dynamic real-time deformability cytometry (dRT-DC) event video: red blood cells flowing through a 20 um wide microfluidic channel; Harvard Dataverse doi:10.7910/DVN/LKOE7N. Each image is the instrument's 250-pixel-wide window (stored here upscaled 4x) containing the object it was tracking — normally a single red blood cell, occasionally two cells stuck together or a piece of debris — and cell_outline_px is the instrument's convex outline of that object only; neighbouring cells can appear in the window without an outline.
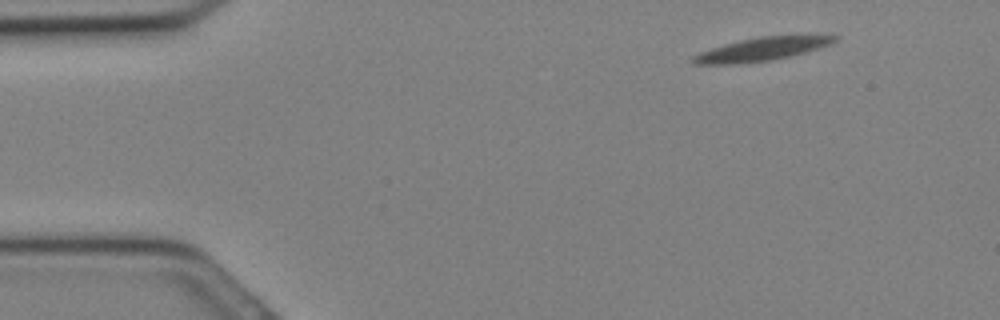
{"species": "Egyptian fruit bat (a non-hibernating species)", "species_latin": "Rousettus aegyptiacus", "temperature_condition": "cold", "stored_images_in_passage": 29, "camera_frame_rate_fps": 3000, "um_per_image_px": 0.085, "animal": {"sex": "female"}, "frame": {"image": 1, "passage_image": 1, "time_ms": 0.0, "image_size_px": [1000, 320], "cell_outline_px": [[840, 36], [832, 44], [792, 56], [768, 60], [732, 64], [692, 64], [688, 60], [692, 56], [700, 52], [724, 44], [740, 40], [760, 36]], "centroid_in_image_um": [64.68, 4.19], "position_along_channel_um": 20.3, "area_um2": 18.96}}
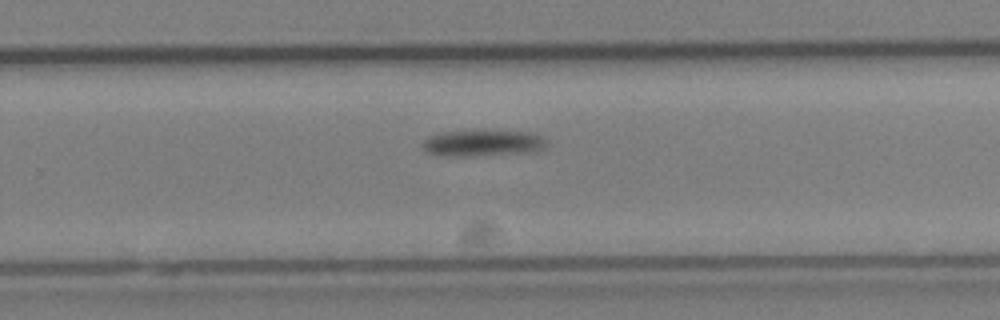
{"frame": {"image": 2, "passage_image": 18, "time_ms": 5.667, "image_size_px": [1000, 320], "cell_outline_px": [[548, 144], [544, 148], [536, 152], [472, 156], [448, 156], [428, 152], [424, 148], [424, 140], [428, 136], [444, 132], [528, 132], [540, 136], [548, 140]], "centroid_in_image_um": [41.11, 12.19], "position_along_channel_um": 288.7, "area_um2": 18.55}}
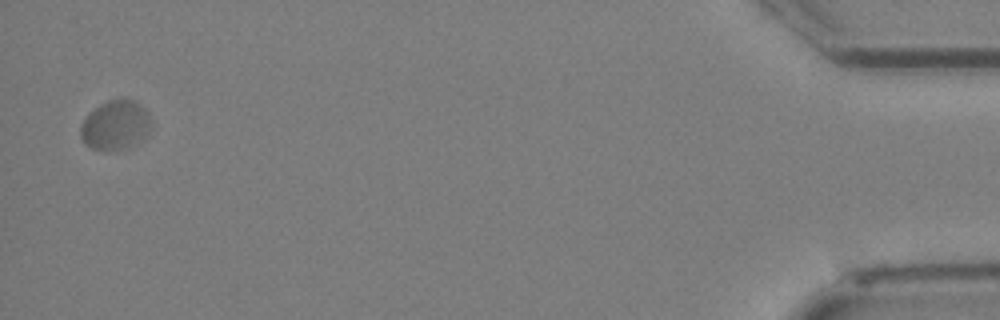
{"frame": {"image": 3, "passage_image": 29, "time_ms": 9.333, "image_size_px": [1000, 320], "cell_outline_px": [[152, 124], [148, 132], [144, 136], [132, 144], [124, 148], [92, 148], [84, 144], [80, 136], [80, 124], [88, 112], [100, 104], [108, 100], [120, 96], [124, 96], [136, 100], [148, 112]], "centroid_in_image_um": [9.79, 10.54], "position_along_channel_um": 425.4, "area_um2": 20.4}}